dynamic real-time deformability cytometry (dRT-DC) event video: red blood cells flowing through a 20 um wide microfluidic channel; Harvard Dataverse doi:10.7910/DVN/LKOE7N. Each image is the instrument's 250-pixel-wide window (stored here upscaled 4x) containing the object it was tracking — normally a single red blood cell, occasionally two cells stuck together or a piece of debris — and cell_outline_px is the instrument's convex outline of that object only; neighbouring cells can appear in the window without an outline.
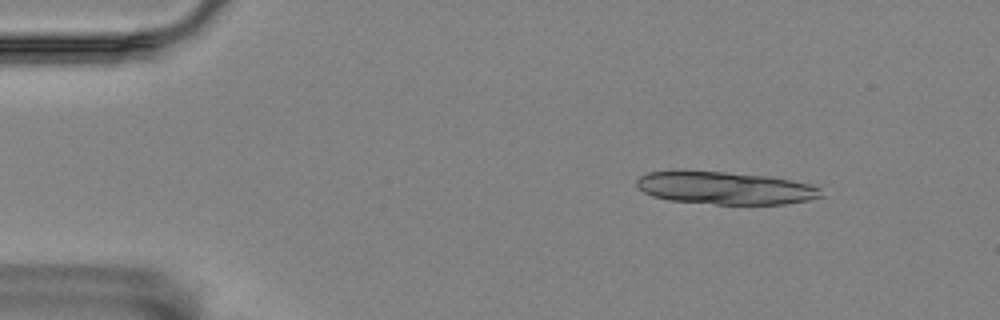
{"species": "Egyptian fruit bat (a non-hibernating species)", "species_latin": "Rousettus aegyptiacus", "temperature_condition": "room temperature", "stored_images_in_passage": 9, "segment_of_instrument_passage": [1, 2], "camera_frame_rate_fps": 3000, "um_per_image_px": 0.085, "animal": {"sex": "female"}, "frame": {"image": 1, "passage_image": 1, "time_ms": 0.0, "image_size_px": [1000, 320], "cell_outline_px": [[824, 196], [808, 200], [784, 204], [716, 204], [668, 200], [652, 196], [644, 192], [636, 184], [636, 180], [640, 176], [648, 172], [672, 168], [676, 168], [724, 172], [768, 176], [808, 184], [820, 188]], "centroid_in_image_um": [61.54, 15.95], "position_along_channel_um": 23.5, "area_um2": 35.66}}